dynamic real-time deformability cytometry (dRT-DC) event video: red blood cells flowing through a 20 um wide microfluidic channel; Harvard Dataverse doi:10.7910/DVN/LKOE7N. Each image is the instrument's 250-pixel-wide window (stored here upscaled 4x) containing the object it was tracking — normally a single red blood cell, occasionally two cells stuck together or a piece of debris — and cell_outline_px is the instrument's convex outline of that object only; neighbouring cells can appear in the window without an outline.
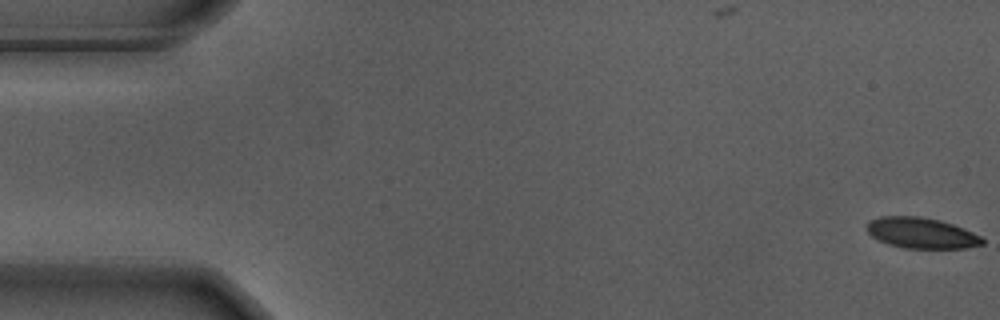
{"species": "Egyptian fruit bat (a non-hibernating species)", "species_latin": "Rousettus aegyptiacus", "temperature_condition": "warm", "stored_images_in_passage": 56, "camera_frame_rate_fps": 3000, "um_per_image_px": 0.085, "animal": {"sex": "male"}, "frame": {"image": 1, "passage_image": 1, "time_ms": 0.0, "image_size_px": [1000, 320], "cell_outline_px": [[984, 244], [964, 248], [904, 248], [888, 244], [872, 236], [864, 228], [872, 220], [880, 216], [920, 216], [940, 220], [964, 228], [980, 236], [984, 240]], "centroid_in_image_um": [78.32, 19.8], "position_along_channel_um": 6.7, "area_um2": 20.63}}
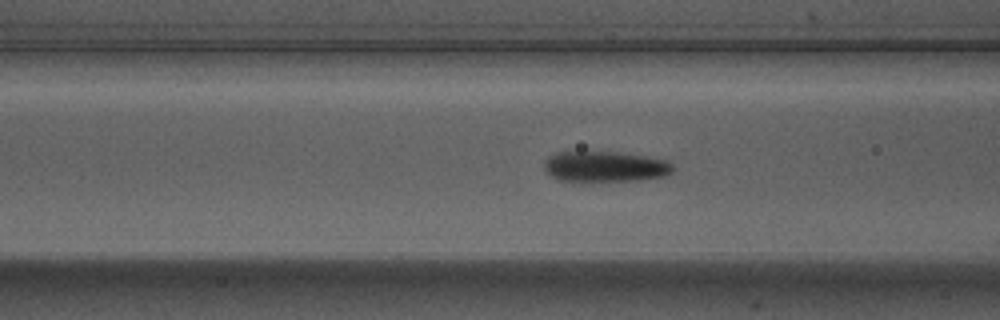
{"frame": {"image": 2, "passage_image": 22, "time_ms": 7.0, "image_size_px": [1000, 320], "cell_outline_px": [[676, 168], [672, 172], [664, 176], [640, 180], [580, 184], [556, 180], [544, 172], [544, 160], [548, 156], [556, 152], [616, 152], [644, 156], [668, 160]], "centroid_in_image_um": [51.36, 14.21], "position_along_channel_um": 115.2, "area_um2": 24.16}}
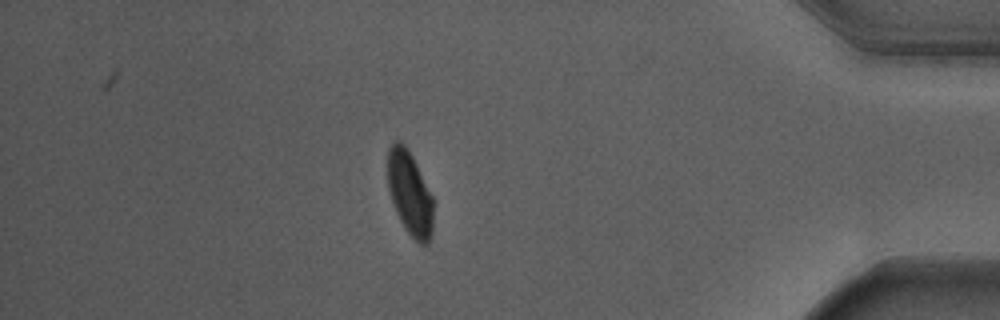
{"frame": {"image": 3, "passage_image": 49, "time_ms": 16.0, "image_size_px": [1000, 320], "cell_outline_px": [[432, 232], [428, 244], [420, 244], [404, 228], [396, 212], [388, 188], [388, 148], [396, 140], [400, 140], [404, 144], [412, 156], [432, 196]], "centroid_in_image_um": [34.82, 16.42], "position_along_channel_um": 400.4, "area_um2": 21.96}, "authors_computed_cell_mechanics": {"area_um2": 23.0622, "velocity_mm_per_s": 3.6647, "shape_relaxation_time_tau1_ms": 2.2789, "shape_relaxation_time_tau2_ms": null, "deformation_change_tau1": 0.1342, "deformation_change_tau2": null}}